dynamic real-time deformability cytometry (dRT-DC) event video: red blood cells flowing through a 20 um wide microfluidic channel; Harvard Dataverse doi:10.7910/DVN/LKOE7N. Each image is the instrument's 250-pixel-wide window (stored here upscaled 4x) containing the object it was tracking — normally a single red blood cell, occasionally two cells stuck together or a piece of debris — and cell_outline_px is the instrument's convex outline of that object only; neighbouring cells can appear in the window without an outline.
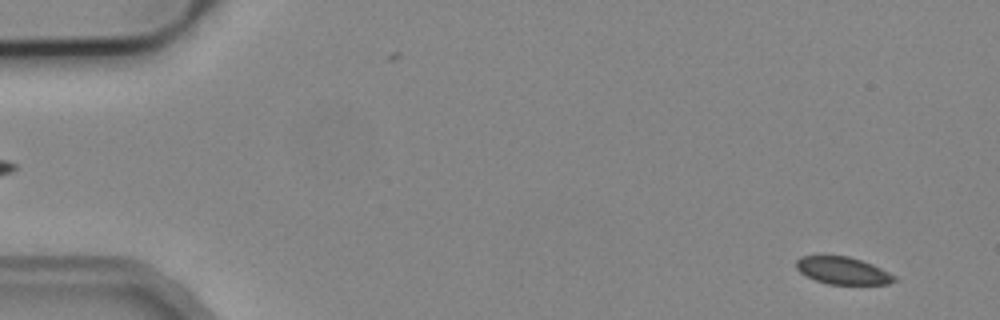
{"species": "common noctule bat (a hibernating species)", "species_latin": "Nyctalus noctula", "temperature_condition": "cold", "stored_images_in_passage": 5, "camera_frame_rate_fps": 3000, "um_per_image_px": 0.085, "animal": {"sex": "male", "body_mass_g": 19.2, "forearm_length_mm": 51.8}, "frame": {"image": 1, "passage_image": 1, "time_ms": 0.0, "image_size_px": [1000, 320], "cell_outline_px": [[900, 280], [888, 284], [828, 284], [816, 280], [800, 272], [796, 268], [796, 260], [800, 256], [848, 256], [872, 264], [896, 276]], "centroid_in_image_um": [71.66, 23.01], "position_along_channel_um": 13.3, "area_um2": 15.55}}
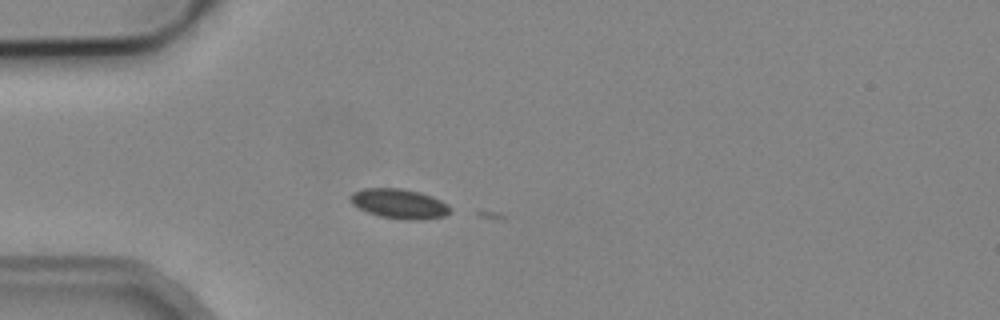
{"frame": {"image": 2, "passage_image": 4, "time_ms": 4.0, "image_size_px": [1000, 320], "cell_outline_px": [[452, 208], [444, 216], [420, 220], [404, 220], [380, 216], [368, 212], [352, 204], [348, 200], [348, 196], [352, 192], [364, 188], [400, 188], [420, 192], [432, 196], [448, 204]], "centroid_in_image_um": [33.91, 17.31], "position_along_channel_um": 51.1, "area_um2": 17.4}}